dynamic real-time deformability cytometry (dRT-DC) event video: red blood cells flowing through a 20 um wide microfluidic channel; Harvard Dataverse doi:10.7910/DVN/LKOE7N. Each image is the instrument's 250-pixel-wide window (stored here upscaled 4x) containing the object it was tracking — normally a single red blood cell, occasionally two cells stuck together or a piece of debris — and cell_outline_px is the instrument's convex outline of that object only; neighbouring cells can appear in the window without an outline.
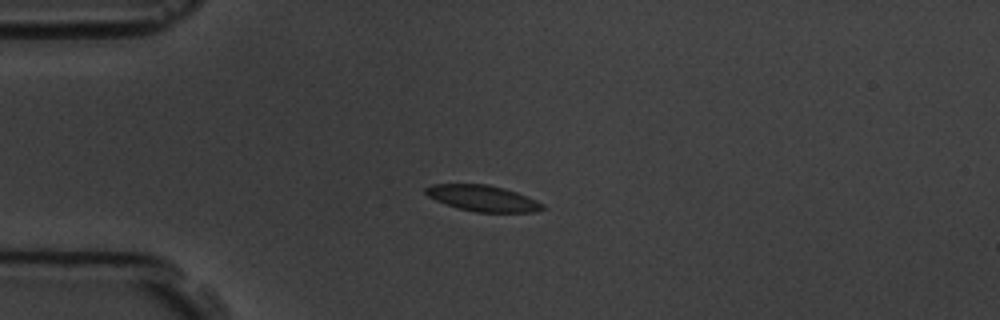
{"species": "common noctule bat (a hibernating species)", "species_latin": "Nyctalus noctula", "temperature_condition": "room temperature", "stored_images_in_passage": 5, "camera_frame_rate_fps": 3000, "um_per_image_px": 0.085, "animal": {"sex": "male", "body_mass_g": 19.5, "forearm_length_mm": 54.6}, "frame": {"image": 1, "passage_image": 4, "time_ms": 3.333, "image_size_px": [1000, 320], "cell_outline_px": [[548, 208], [536, 212], [476, 212], [456, 208], [436, 200], [428, 196], [424, 192], [424, 188], [432, 184], [488, 184], [504, 188], [516, 192], [536, 200], [544, 204]], "centroid_in_image_um": [41.05, 16.86], "position_along_channel_um": 44.0, "area_um2": 17.86}}